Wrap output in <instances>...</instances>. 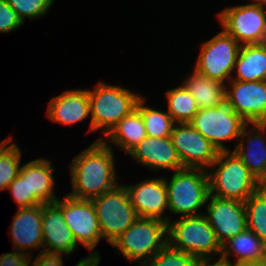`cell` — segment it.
<instances>
[{
  "label": "cell",
  "mask_w": 266,
  "mask_h": 266,
  "mask_svg": "<svg viewBox=\"0 0 266 266\" xmlns=\"http://www.w3.org/2000/svg\"><path fill=\"white\" fill-rule=\"evenodd\" d=\"M244 204L247 229L266 245V193L260 188Z\"/></svg>",
  "instance_id": "cell-28"
},
{
  "label": "cell",
  "mask_w": 266,
  "mask_h": 266,
  "mask_svg": "<svg viewBox=\"0 0 266 266\" xmlns=\"http://www.w3.org/2000/svg\"><path fill=\"white\" fill-rule=\"evenodd\" d=\"M0 266H30V256L19 250L0 255Z\"/></svg>",
  "instance_id": "cell-34"
},
{
  "label": "cell",
  "mask_w": 266,
  "mask_h": 266,
  "mask_svg": "<svg viewBox=\"0 0 266 266\" xmlns=\"http://www.w3.org/2000/svg\"><path fill=\"white\" fill-rule=\"evenodd\" d=\"M127 155L149 171H176L184 168L170 137L146 136Z\"/></svg>",
  "instance_id": "cell-19"
},
{
  "label": "cell",
  "mask_w": 266,
  "mask_h": 266,
  "mask_svg": "<svg viewBox=\"0 0 266 266\" xmlns=\"http://www.w3.org/2000/svg\"><path fill=\"white\" fill-rule=\"evenodd\" d=\"M197 266H232V265L218 259L216 262H211V260L199 261Z\"/></svg>",
  "instance_id": "cell-37"
},
{
  "label": "cell",
  "mask_w": 266,
  "mask_h": 266,
  "mask_svg": "<svg viewBox=\"0 0 266 266\" xmlns=\"http://www.w3.org/2000/svg\"><path fill=\"white\" fill-rule=\"evenodd\" d=\"M238 141L231 151L262 183L266 179V123H248L243 128Z\"/></svg>",
  "instance_id": "cell-18"
},
{
  "label": "cell",
  "mask_w": 266,
  "mask_h": 266,
  "mask_svg": "<svg viewBox=\"0 0 266 266\" xmlns=\"http://www.w3.org/2000/svg\"><path fill=\"white\" fill-rule=\"evenodd\" d=\"M232 266H266V262L255 263V264H244V265H232Z\"/></svg>",
  "instance_id": "cell-40"
},
{
  "label": "cell",
  "mask_w": 266,
  "mask_h": 266,
  "mask_svg": "<svg viewBox=\"0 0 266 266\" xmlns=\"http://www.w3.org/2000/svg\"><path fill=\"white\" fill-rule=\"evenodd\" d=\"M45 115L52 122L63 126L83 122L91 116L88 89H69L53 97L48 103Z\"/></svg>",
  "instance_id": "cell-20"
},
{
  "label": "cell",
  "mask_w": 266,
  "mask_h": 266,
  "mask_svg": "<svg viewBox=\"0 0 266 266\" xmlns=\"http://www.w3.org/2000/svg\"><path fill=\"white\" fill-rule=\"evenodd\" d=\"M9 228L14 250L30 257L34 249H41L43 253L42 204L18 208Z\"/></svg>",
  "instance_id": "cell-17"
},
{
  "label": "cell",
  "mask_w": 266,
  "mask_h": 266,
  "mask_svg": "<svg viewBox=\"0 0 266 266\" xmlns=\"http://www.w3.org/2000/svg\"><path fill=\"white\" fill-rule=\"evenodd\" d=\"M42 235L44 253L69 257L77 249L78 244L61 211V198L42 204Z\"/></svg>",
  "instance_id": "cell-16"
},
{
  "label": "cell",
  "mask_w": 266,
  "mask_h": 266,
  "mask_svg": "<svg viewBox=\"0 0 266 266\" xmlns=\"http://www.w3.org/2000/svg\"><path fill=\"white\" fill-rule=\"evenodd\" d=\"M182 84L196 100L199 109L213 108L225 99L226 84L210 79L195 70L186 76Z\"/></svg>",
  "instance_id": "cell-25"
},
{
  "label": "cell",
  "mask_w": 266,
  "mask_h": 266,
  "mask_svg": "<svg viewBox=\"0 0 266 266\" xmlns=\"http://www.w3.org/2000/svg\"><path fill=\"white\" fill-rule=\"evenodd\" d=\"M165 178L168 193V210L180 217L198 216L205 212L199 209L205 205L209 196L207 170L182 168Z\"/></svg>",
  "instance_id": "cell-5"
},
{
  "label": "cell",
  "mask_w": 266,
  "mask_h": 266,
  "mask_svg": "<svg viewBox=\"0 0 266 266\" xmlns=\"http://www.w3.org/2000/svg\"><path fill=\"white\" fill-rule=\"evenodd\" d=\"M261 188H266V179L261 183Z\"/></svg>",
  "instance_id": "cell-41"
},
{
  "label": "cell",
  "mask_w": 266,
  "mask_h": 266,
  "mask_svg": "<svg viewBox=\"0 0 266 266\" xmlns=\"http://www.w3.org/2000/svg\"><path fill=\"white\" fill-rule=\"evenodd\" d=\"M225 98L247 123H266V81L230 80Z\"/></svg>",
  "instance_id": "cell-13"
},
{
  "label": "cell",
  "mask_w": 266,
  "mask_h": 266,
  "mask_svg": "<svg viewBox=\"0 0 266 266\" xmlns=\"http://www.w3.org/2000/svg\"><path fill=\"white\" fill-rule=\"evenodd\" d=\"M190 124L219 152H225L231 151L225 143L238 140L248 123L233 111L225 98L213 108L199 109Z\"/></svg>",
  "instance_id": "cell-7"
},
{
  "label": "cell",
  "mask_w": 266,
  "mask_h": 266,
  "mask_svg": "<svg viewBox=\"0 0 266 266\" xmlns=\"http://www.w3.org/2000/svg\"><path fill=\"white\" fill-rule=\"evenodd\" d=\"M184 168L207 170L217 159V148L190 123H177L170 135Z\"/></svg>",
  "instance_id": "cell-12"
},
{
  "label": "cell",
  "mask_w": 266,
  "mask_h": 266,
  "mask_svg": "<svg viewBox=\"0 0 266 266\" xmlns=\"http://www.w3.org/2000/svg\"><path fill=\"white\" fill-rule=\"evenodd\" d=\"M90 255L80 259L75 266H99L101 256L99 253H89Z\"/></svg>",
  "instance_id": "cell-36"
},
{
  "label": "cell",
  "mask_w": 266,
  "mask_h": 266,
  "mask_svg": "<svg viewBox=\"0 0 266 266\" xmlns=\"http://www.w3.org/2000/svg\"><path fill=\"white\" fill-rule=\"evenodd\" d=\"M64 197L61 198V211L76 243L82 244L90 253H98L94 249L103 238L92 200L78 199L68 194Z\"/></svg>",
  "instance_id": "cell-11"
},
{
  "label": "cell",
  "mask_w": 266,
  "mask_h": 266,
  "mask_svg": "<svg viewBox=\"0 0 266 266\" xmlns=\"http://www.w3.org/2000/svg\"><path fill=\"white\" fill-rule=\"evenodd\" d=\"M146 136L142 115L135 109L128 116L123 117L106 138L103 135L97 140H103L111 148L115 145L117 149L120 148L128 154Z\"/></svg>",
  "instance_id": "cell-24"
},
{
  "label": "cell",
  "mask_w": 266,
  "mask_h": 266,
  "mask_svg": "<svg viewBox=\"0 0 266 266\" xmlns=\"http://www.w3.org/2000/svg\"><path fill=\"white\" fill-rule=\"evenodd\" d=\"M7 190L11 192L18 208L43 204L35 195H29L28 176H23L21 173L10 183Z\"/></svg>",
  "instance_id": "cell-32"
},
{
  "label": "cell",
  "mask_w": 266,
  "mask_h": 266,
  "mask_svg": "<svg viewBox=\"0 0 266 266\" xmlns=\"http://www.w3.org/2000/svg\"><path fill=\"white\" fill-rule=\"evenodd\" d=\"M206 203L204 215L221 246L247 229L244 202L209 195Z\"/></svg>",
  "instance_id": "cell-14"
},
{
  "label": "cell",
  "mask_w": 266,
  "mask_h": 266,
  "mask_svg": "<svg viewBox=\"0 0 266 266\" xmlns=\"http://www.w3.org/2000/svg\"><path fill=\"white\" fill-rule=\"evenodd\" d=\"M142 96L118 85L97 83L93 90H88L90 104V123L87 132L100 130L105 136L125 116L137 107Z\"/></svg>",
  "instance_id": "cell-2"
},
{
  "label": "cell",
  "mask_w": 266,
  "mask_h": 266,
  "mask_svg": "<svg viewBox=\"0 0 266 266\" xmlns=\"http://www.w3.org/2000/svg\"><path fill=\"white\" fill-rule=\"evenodd\" d=\"M12 138H14V137H12V135L10 133L9 136L5 137L3 140L0 141V147L4 146Z\"/></svg>",
  "instance_id": "cell-38"
},
{
  "label": "cell",
  "mask_w": 266,
  "mask_h": 266,
  "mask_svg": "<svg viewBox=\"0 0 266 266\" xmlns=\"http://www.w3.org/2000/svg\"><path fill=\"white\" fill-rule=\"evenodd\" d=\"M124 186L138 217L160 219L166 223L172 220L170 216H164L168 210V193L164 176Z\"/></svg>",
  "instance_id": "cell-15"
},
{
  "label": "cell",
  "mask_w": 266,
  "mask_h": 266,
  "mask_svg": "<svg viewBox=\"0 0 266 266\" xmlns=\"http://www.w3.org/2000/svg\"><path fill=\"white\" fill-rule=\"evenodd\" d=\"M230 255L236 257L234 262L230 260ZM220 260L231 265L266 262V245L251 230L246 229L222 246Z\"/></svg>",
  "instance_id": "cell-21"
},
{
  "label": "cell",
  "mask_w": 266,
  "mask_h": 266,
  "mask_svg": "<svg viewBox=\"0 0 266 266\" xmlns=\"http://www.w3.org/2000/svg\"><path fill=\"white\" fill-rule=\"evenodd\" d=\"M168 244L199 261L221 257L222 246L204 214L179 217L167 223Z\"/></svg>",
  "instance_id": "cell-4"
},
{
  "label": "cell",
  "mask_w": 266,
  "mask_h": 266,
  "mask_svg": "<svg viewBox=\"0 0 266 266\" xmlns=\"http://www.w3.org/2000/svg\"><path fill=\"white\" fill-rule=\"evenodd\" d=\"M91 200L96 209L102 238L109 244H112L138 219L123 184Z\"/></svg>",
  "instance_id": "cell-8"
},
{
  "label": "cell",
  "mask_w": 266,
  "mask_h": 266,
  "mask_svg": "<svg viewBox=\"0 0 266 266\" xmlns=\"http://www.w3.org/2000/svg\"><path fill=\"white\" fill-rule=\"evenodd\" d=\"M114 148L96 139L75 156L69 164L72 184L69 196L91 200L119 185Z\"/></svg>",
  "instance_id": "cell-1"
},
{
  "label": "cell",
  "mask_w": 266,
  "mask_h": 266,
  "mask_svg": "<svg viewBox=\"0 0 266 266\" xmlns=\"http://www.w3.org/2000/svg\"><path fill=\"white\" fill-rule=\"evenodd\" d=\"M10 139L0 147V191L7 190L10 183L19 175L22 151L18 144Z\"/></svg>",
  "instance_id": "cell-29"
},
{
  "label": "cell",
  "mask_w": 266,
  "mask_h": 266,
  "mask_svg": "<svg viewBox=\"0 0 266 266\" xmlns=\"http://www.w3.org/2000/svg\"><path fill=\"white\" fill-rule=\"evenodd\" d=\"M23 25L17 12H15L6 0H0V32L9 33L16 31Z\"/></svg>",
  "instance_id": "cell-33"
},
{
  "label": "cell",
  "mask_w": 266,
  "mask_h": 266,
  "mask_svg": "<svg viewBox=\"0 0 266 266\" xmlns=\"http://www.w3.org/2000/svg\"><path fill=\"white\" fill-rule=\"evenodd\" d=\"M167 243L166 222L138 217L111 245L129 262L144 266Z\"/></svg>",
  "instance_id": "cell-6"
},
{
  "label": "cell",
  "mask_w": 266,
  "mask_h": 266,
  "mask_svg": "<svg viewBox=\"0 0 266 266\" xmlns=\"http://www.w3.org/2000/svg\"><path fill=\"white\" fill-rule=\"evenodd\" d=\"M62 254L39 253L36 257H30L31 266H64ZM33 260V261H32Z\"/></svg>",
  "instance_id": "cell-35"
},
{
  "label": "cell",
  "mask_w": 266,
  "mask_h": 266,
  "mask_svg": "<svg viewBox=\"0 0 266 266\" xmlns=\"http://www.w3.org/2000/svg\"><path fill=\"white\" fill-rule=\"evenodd\" d=\"M221 28L240 45L266 42V6L237 4L217 13Z\"/></svg>",
  "instance_id": "cell-9"
},
{
  "label": "cell",
  "mask_w": 266,
  "mask_h": 266,
  "mask_svg": "<svg viewBox=\"0 0 266 266\" xmlns=\"http://www.w3.org/2000/svg\"><path fill=\"white\" fill-rule=\"evenodd\" d=\"M231 80L266 81V42L241 45Z\"/></svg>",
  "instance_id": "cell-23"
},
{
  "label": "cell",
  "mask_w": 266,
  "mask_h": 266,
  "mask_svg": "<svg viewBox=\"0 0 266 266\" xmlns=\"http://www.w3.org/2000/svg\"><path fill=\"white\" fill-rule=\"evenodd\" d=\"M250 4H258L266 6V0H250Z\"/></svg>",
  "instance_id": "cell-39"
},
{
  "label": "cell",
  "mask_w": 266,
  "mask_h": 266,
  "mask_svg": "<svg viewBox=\"0 0 266 266\" xmlns=\"http://www.w3.org/2000/svg\"><path fill=\"white\" fill-rule=\"evenodd\" d=\"M146 99L142 96L136 109L141 113L144 122L146 135L151 137H170L173 127L176 124L169 113L147 106Z\"/></svg>",
  "instance_id": "cell-27"
},
{
  "label": "cell",
  "mask_w": 266,
  "mask_h": 266,
  "mask_svg": "<svg viewBox=\"0 0 266 266\" xmlns=\"http://www.w3.org/2000/svg\"><path fill=\"white\" fill-rule=\"evenodd\" d=\"M8 5L17 12L24 23L28 18L38 19L44 17L55 0H6ZM26 18V19H25Z\"/></svg>",
  "instance_id": "cell-31"
},
{
  "label": "cell",
  "mask_w": 266,
  "mask_h": 266,
  "mask_svg": "<svg viewBox=\"0 0 266 266\" xmlns=\"http://www.w3.org/2000/svg\"><path fill=\"white\" fill-rule=\"evenodd\" d=\"M198 262L191 254L177 250L167 243L144 266H197Z\"/></svg>",
  "instance_id": "cell-30"
},
{
  "label": "cell",
  "mask_w": 266,
  "mask_h": 266,
  "mask_svg": "<svg viewBox=\"0 0 266 266\" xmlns=\"http://www.w3.org/2000/svg\"><path fill=\"white\" fill-rule=\"evenodd\" d=\"M241 45L223 29L202 42L195 67L198 73L227 84L231 80Z\"/></svg>",
  "instance_id": "cell-10"
},
{
  "label": "cell",
  "mask_w": 266,
  "mask_h": 266,
  "mask_svg": "<svg viewBox=\"0 0 266 266\" xmlns=\"http://www.w3.org/2000/svg\"><path fill=\"white\" fill-rule=\"evenodd\" d=\"M207 174L209 195L218 198L245 202L261 188V183L233 151L219 152Z\"/></svg>",
  "instance_id": "cell-3"
},
{
  "label": "cell",
  "mask_w": 266,
  "mask_h": 266,
  "mask_svg": "<svg viewBox=\"0 0 266 266\" xmlns=\"http://www.w3.org/2000/svg\"><path fill=\"white\" fill-rule=\"evenodd\" d=\"M51 162L46 158H38L25 162L20 168V173L28 176L29 195H35L43 204L59 199L54 193L55 168Z\"/></svg>",
  "instance_id": "cell-22"
},
{
  "label": "cell",
  "mask_w": 266,
  "mask_h": 266,
  "mask_svg": "<svg viewBox=\"0 0 266 266\" xmlns=\"http://www.w3.org/2000/svg\"><path fill=\"white\" fill-rule=\"evenodd\" d=\"M180 84L178 87L166 91L165 97L168 103L166 110L176 124L190 123L199 107L186 87L182 83Z\"/></svg>",
  "instance_id": "cell-26"
}]
</instances>
